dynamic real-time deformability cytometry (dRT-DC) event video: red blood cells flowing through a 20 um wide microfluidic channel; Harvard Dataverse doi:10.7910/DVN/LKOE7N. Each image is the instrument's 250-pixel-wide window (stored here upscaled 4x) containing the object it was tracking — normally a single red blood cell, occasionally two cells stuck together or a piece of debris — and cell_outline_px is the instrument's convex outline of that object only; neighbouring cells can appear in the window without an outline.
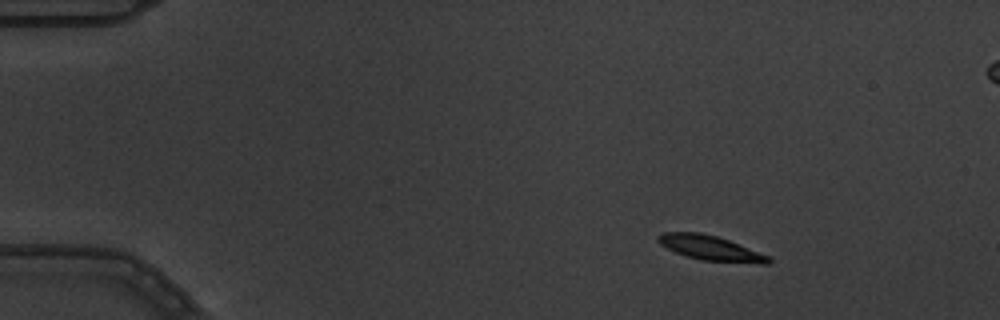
{"species": "common noctule bat (a hibernating species)", "species_latin": "Nyctalus noctula", "temperature_condition": "warm", "stored_images_in_passage": 7, "camera_frame_rate_fps": 3000, "um_per_image_px": 0.085, "animal": {"sex": "male", "body_mass_g": 19.5, "forearm_length_mm": 54.6}, "frame": {"image": 1, "passage_image": 2, "time_ms": 0.333, "image_size_px": [1000, 320], "cell_outline_px": [[772, 260], [768, 264], [760, 264], [704, 260], [688, 256], [676, 252], [660, 244], [656, 240], [656, 236], [660, 232], [700, 232], [716, 236], [728, 240], [768, 256]], "centroid_in_image_um": [60.35, 21.07], "position_along_channel_um": 24.6, "area_um2": 15.72}}